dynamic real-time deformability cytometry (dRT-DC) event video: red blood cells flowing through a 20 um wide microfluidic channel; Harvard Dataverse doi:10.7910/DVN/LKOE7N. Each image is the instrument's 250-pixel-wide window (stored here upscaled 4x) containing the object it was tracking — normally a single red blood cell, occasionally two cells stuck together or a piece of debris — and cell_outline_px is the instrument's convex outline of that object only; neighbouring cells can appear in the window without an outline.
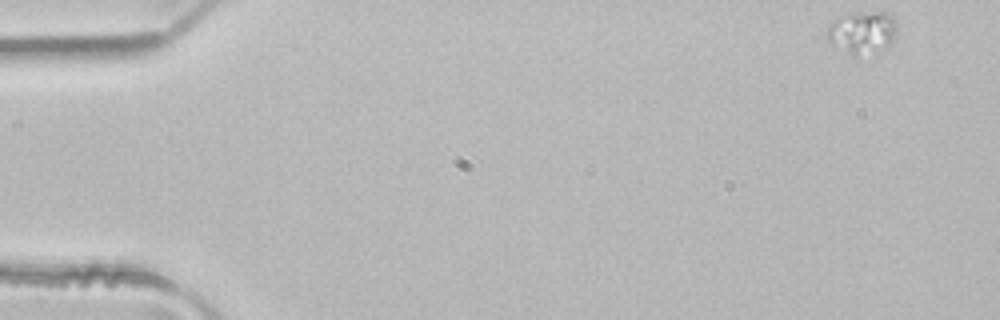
{"species": "common noctule bat (a hibernating species)", "species_latin": "Nyctalus noctula", "temperature_condition": "room temperature", "stored_images_in_passage": 4, "camera_frame_rate_fps": 3000, "um_per_image_px": 0.085, "animal": {"sex": "male", "body_mass_g": 21.5, "forearm_length_mm": 52.0}, "frame": {"image": 1, "passage_image": 1, "time_ms": 0.0, "image_size_px": [1000, 320], "cell_outline_px": [[896, 32], [892, 40], [876, 56], [852, 56], [828, 44], [828, 28], [832, 20], [848, 12], [884, 12], [896, 16]], "centroid_in_image_um": [73.28, 2.78], "position_along_channel_um": 11.7, "area_um2": 18.09}}
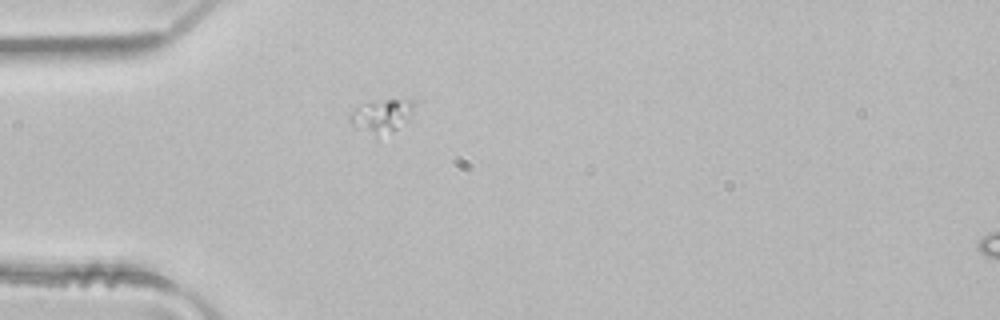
{"frame": {"image": 2, "passage_image": 4, "time_ms": 1.0, "image_size_px": [1000, 320], "cell_outline_px": [[412, 112], [396, 128], [376, 140], [356, 128], [348, 120], [348, 116], [360, 104], [384, 100], [408, 100], [412, 104]], "centroid_in_image_um": [32.31, 9.92], "position_along_channel_um": 52.7, "area_um2": 12.25}}